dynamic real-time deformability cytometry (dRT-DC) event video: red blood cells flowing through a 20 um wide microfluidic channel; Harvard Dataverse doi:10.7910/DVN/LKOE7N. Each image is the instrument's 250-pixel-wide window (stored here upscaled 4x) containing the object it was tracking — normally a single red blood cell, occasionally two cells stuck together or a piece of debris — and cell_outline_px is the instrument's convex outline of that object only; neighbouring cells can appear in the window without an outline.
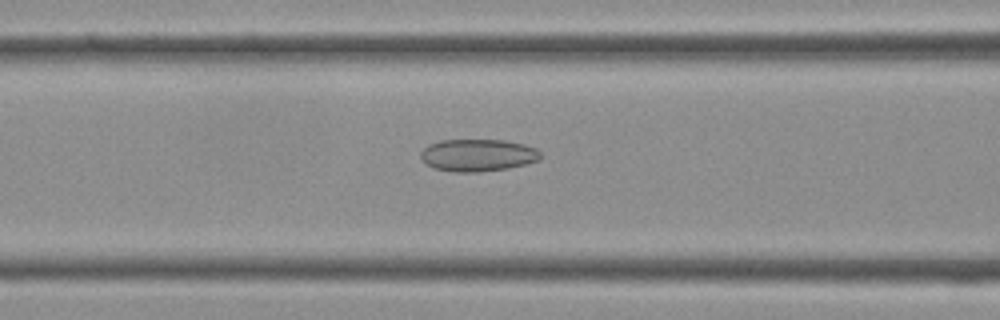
{"species": "Egyptian fruit bat (a non-hibernating species)", "species_latin": "Rousettus aegyptiacus", "temperature_condition": "cold", "stored_images_in_passage": 27, "camera_frame_rate_fps": 3000, "um_per_image_px": 0.085, "frame": {"image": 1, "passage_image": 8, "time_ms": 2.333, "image_size_px": [1000, 320], "cell_outline_px": [[540, 160], [508, 168], [480, 172], [452, 172], [432, 168], [420, 156], [420, 152], [428, 144], [440, 140], [504, 140], [524, 144], [536, 148], [540, 152]], "centroid_in_image_um": [40.6, 13.19], "position_along_channel_um": 126.0, "area_um2": 22.6}}
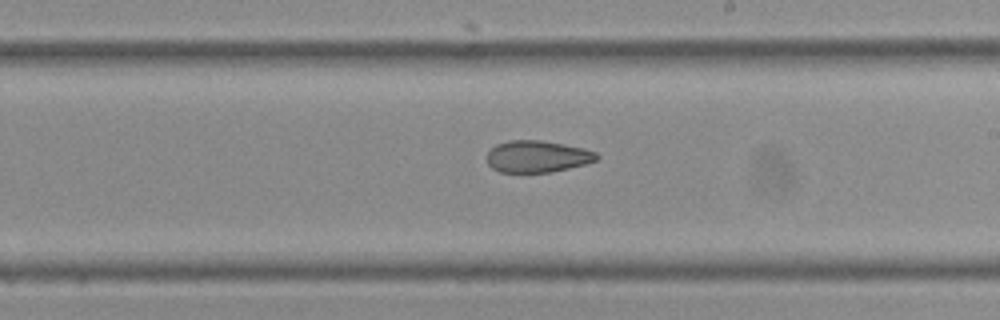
{"frame": {"image": 2, "passage_image": 15, "time_ms": 4.667, "image_size_px": [1000, 320], "cell_outline_px": [[600, 156], [596, 160], [584, 164], [552, 172], [500, 172], [492, 168], [488, 164], [484, 156], [496, 144], [508, 140], [540, 140], [564, 144], [584, 148], [596, 152]], "centroid_in_image_um": [45.64, 13.29], "position_along_channel_um": 243.4, "area_um2": 20.46}}
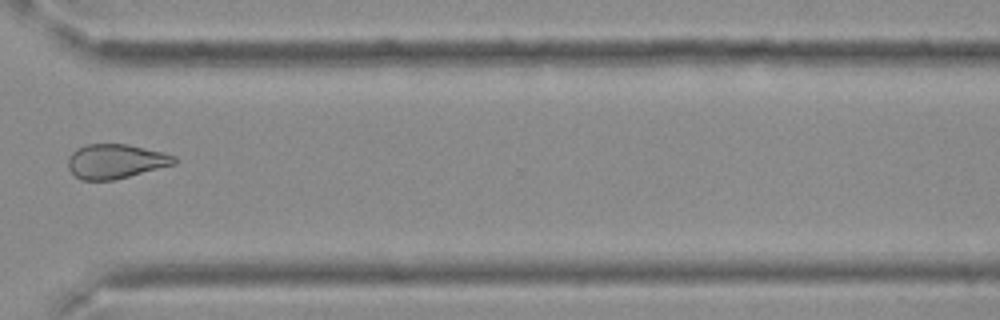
{"frame": {"image": 3, "passage_image": 22, "time_ms": 7.0, "image_size_px": [1000, 320], "cell_outline_px": [[176, 164], [112, 180], [80, 180], [68, 168], [68, 156], [76, 148], [88, 144], [124, 144], [144, 148], [176, 156]], "centroid_in_image_um": [9.79, 13.71], "position_along_channel_um": 360.8, "area_um2": 21.1}}